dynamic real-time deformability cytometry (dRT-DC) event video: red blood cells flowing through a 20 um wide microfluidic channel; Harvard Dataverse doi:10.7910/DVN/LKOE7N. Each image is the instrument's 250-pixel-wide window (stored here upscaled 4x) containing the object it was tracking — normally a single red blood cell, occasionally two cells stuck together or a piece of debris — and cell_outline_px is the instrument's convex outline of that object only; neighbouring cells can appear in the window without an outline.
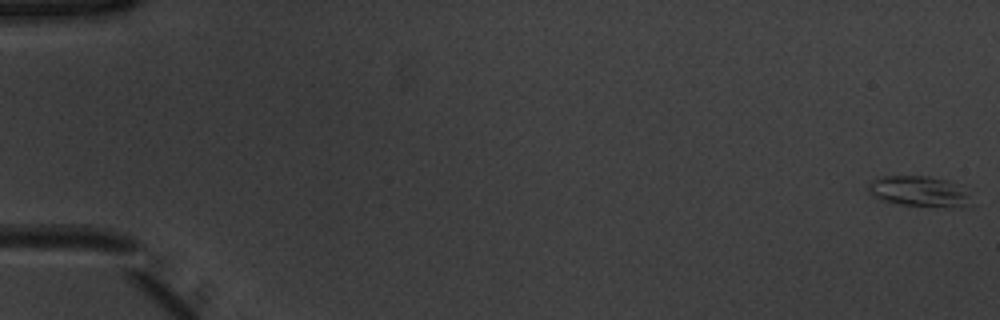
{"species": "common noctule bat (a hibernating species)", "species_latin": "Nyctalus noctula", "temperature_condition": "warm", "stored_images_in_passage": 53, "camera_frame_rate_fps": 3000, "um_per_image_px": 0.085, "animal": {"sex": "male", "body_mass_g": 20.1, "forearm_length_mm": 53.5}, "frame": {"image": 1, "passage_image": 1, "time_ms": 0.0, "image_size_px": [1000, 320], "cell_outline_px": [[972, 204], [964, 208], [944, 208], [900, 204], [884, 200], [872, 196], [868, 192], [868, 188], [872, 180], [880, 176], [928, 176], [948, 180], [960, 184]], "centroid_in_image_um": [78.17, 16.28], "position_along_channel_um": 6.8, "area_um2": 18.61}}
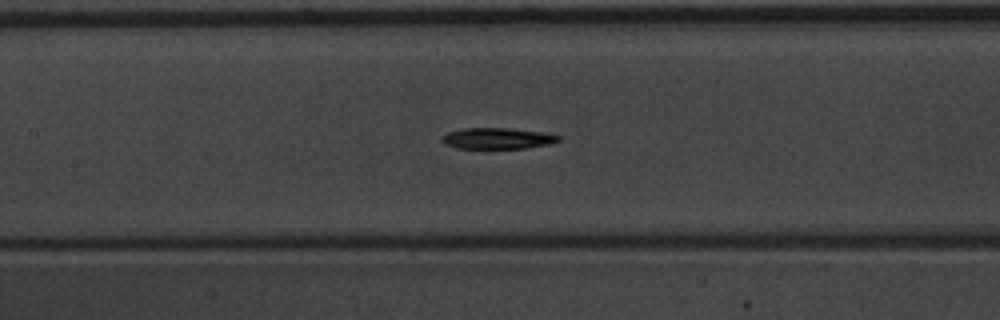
{"frame": {"image": 2, "passage_image": 26, "time_ms": 8.333, "image_size_px": [1000, 320], "cell_outline_px": [[560, 140], [552, 144], [524, 148], [456, 148], [444, 144], [440, 140], [448, 132], [464, 128], [508, 128], [544, 132], [560, 136]], "centroid_in_image_um": [42.3, 11.76], "position_along_channel_um": 165.1, "area_um2": 14.33}}
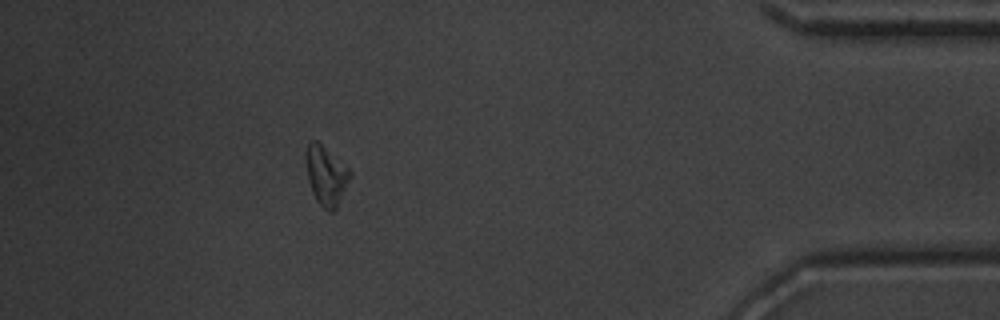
{"frame": {"image": 3, "passage_image": 48, "time_ms": 15.667, "image_size_px": [1000, 320], "cell_outline_px": [[352, 176], [336, 208], [332, 212], [328, 212], [316, 200], [312, 192], [308, 180], [304, 156], [308, 140], [316, 140], [348, 168], [352, 172]], "centroid_in_image_um": [27.69, 14.91], "position_along_channel_um": 407.5, "area_um2": 15.26}, "authors_computed_cell_mechanics": {"area_um2": 15.317, "velocity_mm_per_s": 3.9279, "shape_relaxation_time_tau1_ms": 3.2796, "shape_relaxation_time_tau2_ms": null, "deformation_change_tau1": 0.1109, "deformation_change_tau2": null}}